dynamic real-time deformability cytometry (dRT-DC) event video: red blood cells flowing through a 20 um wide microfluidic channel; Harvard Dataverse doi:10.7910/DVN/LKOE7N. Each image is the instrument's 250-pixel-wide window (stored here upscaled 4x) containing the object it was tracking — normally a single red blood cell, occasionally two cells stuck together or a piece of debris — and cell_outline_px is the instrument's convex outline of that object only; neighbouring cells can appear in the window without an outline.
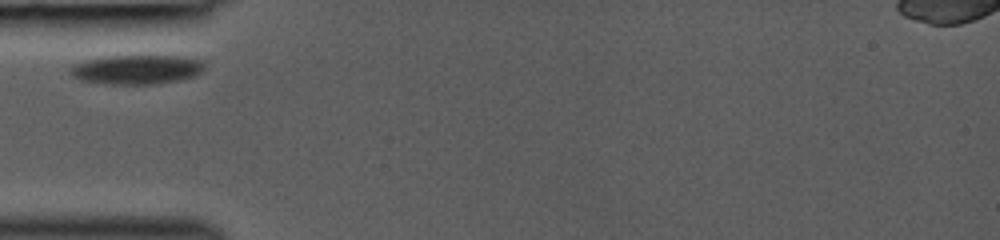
{"species": "common noctule bat (a hibernating species)", "species_latin": "Nyctalus noctula", "temperature_condition": "room temperature", "stored_images_in_passage": 15, "camera_frame_rate_fps": 3000, "um_per_image_px": 0.085, "animal": {"sex": "female", "body_mass_g": 19.0, "forearm_length_mm": 53.3}, "frame": {"image": 1, "passage_image": 1, "time_ms": 0.0, "image_size_px": [1000, 240], "cell_outline_px": [[204, 68], [196, 76], [176, 80], [152, 84], [112, 84], [80, 80], [72, 76], [68, 72], [76, 64], [84, 60], [108, 56], [184, 56], [204, 60]], "centroid_in_image_um": [11.64, 5.9], "position_along_channel_um": 73.4, "area_um2": 22.83}}
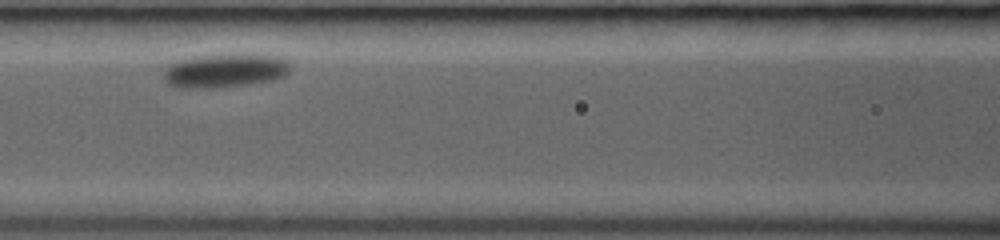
{"frame": {"image": 2, "passage_image": 7, "time_ms": 2.0, "image_size_px": [1000, 240], "cell_outline_px": [[288, 72], [284, 76], [272, 80], [248, 84], [212, 88], [172, 88], [164, 80], [164, 72], [168, 64], [180, 60], [196, 56], [232, 52], [244, 52], [276, 56], [288, 60]], "centroid_in_image_um": [19.09, 5.97], "position_along_channel_um": 147.5, "area_um2": 25.66}}